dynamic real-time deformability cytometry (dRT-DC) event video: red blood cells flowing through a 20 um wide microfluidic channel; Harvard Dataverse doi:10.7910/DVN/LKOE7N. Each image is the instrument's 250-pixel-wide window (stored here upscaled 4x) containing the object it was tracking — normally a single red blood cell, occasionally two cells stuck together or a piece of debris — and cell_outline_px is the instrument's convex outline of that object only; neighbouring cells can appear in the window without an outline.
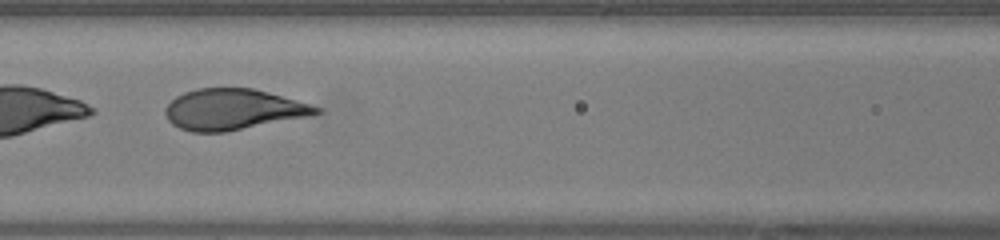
{"species": "human", "species_latin": "Homo sapiens", "temperature_condition": "warm", "stored_images_in_passage": 48, "segment_of_instrument_passage": [2, 2], "camera_frame_rate_fps": 3000, "um_per_image_px": 0.085, "donor": {"sex": "female"}, "frame": {"image": 1, "passage_image": 20, "time_ms": 6.333, "image_size_px": [1000, 240], "cell_outline_px": [[324, 112], [308, 116], [224, 132], [192, 132], [180, 128], [172, 124], [168, 120], [164, 112], [164, 108], [176, 96], [184, 92], [196, 88], [252, 88], [312, 104], [320, 108]], "centroid_in_image_um": [19.79, 9.29], "position_along_channel_um": 146.8, "area_um2": 35.78}}
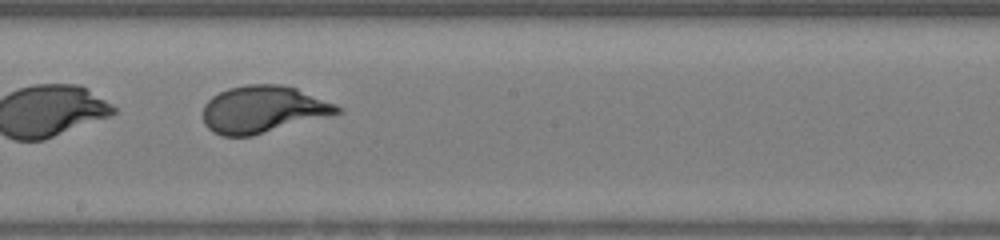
{"frame": {"image": 2, "passage_image": 26, "time_ms": 8.333, "image_size_px": [1000, 240], "cell_outline_px": [[344, 112], [252, 136], [220, 136], [212, 132], [204, 124], [204, 104], [212, 96], [228, 88], [248, 84], [280, 84], [296, 88], [336, 104], [344, 108]], "centroid_in_image_um": [22.37, 9.3], "position_along_channel_um": 225.8, "area_um2": 36.93}}